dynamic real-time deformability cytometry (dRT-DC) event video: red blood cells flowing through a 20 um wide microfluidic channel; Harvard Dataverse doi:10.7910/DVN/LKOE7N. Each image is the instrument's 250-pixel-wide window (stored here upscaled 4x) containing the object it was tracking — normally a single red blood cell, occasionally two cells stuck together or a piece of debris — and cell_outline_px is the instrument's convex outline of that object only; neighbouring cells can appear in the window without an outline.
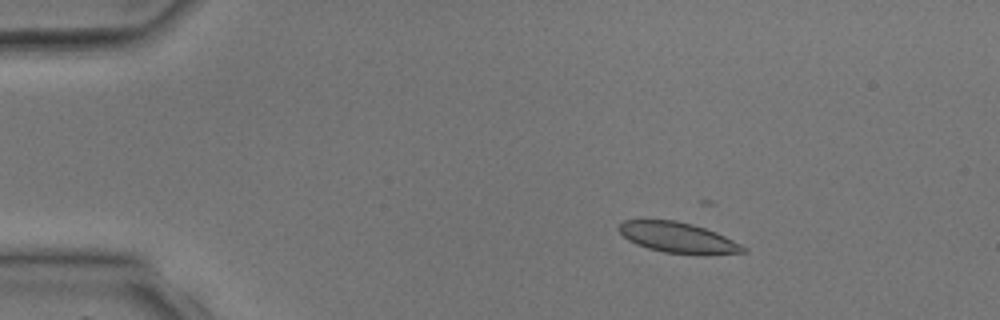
{"species": "common noctule bat (a hibernating species)", "species_latin": "Nyctalus noctula", "temperature_condition": "room temperature", "stored_images_in_passage": 3, "camera_frame_rate_fps": 3000, "um_per_image_px": 0.085, "animal": {"sex": "male", "body_mass_g": 17.9, "forearm_length_mm": 54.2}, "frame": {"image": 1, "passage_image": 2, "time_ms": 1.333, "image_size_px": [1000, 320], "cell_outline_px": [[748, 252], [708, 256], [696, 256], [664, 252], [648, 248], [636, 244], [628, 240], [616, 228], [624, 220], [676, 220], [692, 224], [716, 232], [748, 248]], "centroid_in_image_um": [57.68, 20.23], "position_along_channel_um": 27.3, "area_um2": 22.54}}